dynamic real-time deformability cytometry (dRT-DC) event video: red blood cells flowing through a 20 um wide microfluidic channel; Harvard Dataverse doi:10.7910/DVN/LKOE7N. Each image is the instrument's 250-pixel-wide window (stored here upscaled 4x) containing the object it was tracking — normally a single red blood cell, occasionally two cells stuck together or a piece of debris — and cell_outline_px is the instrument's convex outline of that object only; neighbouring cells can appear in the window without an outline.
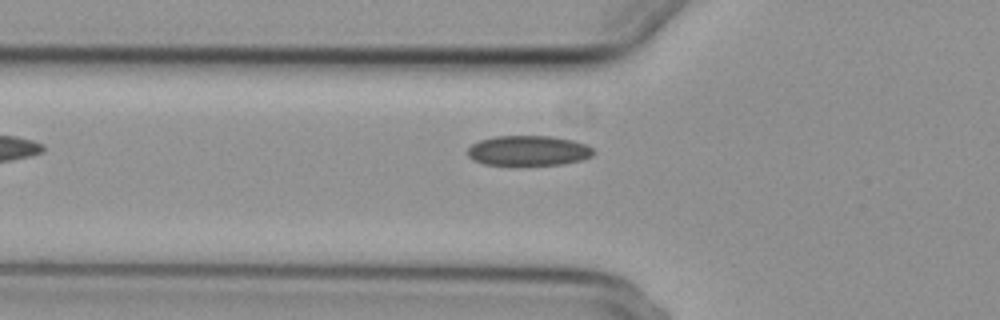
{"species": "common noctule bat (a hibernating species)", "species_latin": "Nyctalus noctula", "temperature_condition": "cold", "stored_images_in_passage": 37, "camera_frame_rate_fps": 3000, "um_per_image_px": 0.085, "animal": {"sex": "female", "body_mass_g": 29.2, "forearm_length_mm": 56.3}, "frame": {"image": 1, "passage_image": 4, "time_ms": 1.0, "image_size_px": [1000, 320], "cell_outline_px": [[596, 152], [592, 156], [584, 160], [564, 164], [520, 168], [516, 168], [484, 164], [472, 160], [468, 156], [468, 148], [472, 144], [480, 140], [496, 136], [552, 136], [576, 140], [588, 144]], "centroid_in_image_um": [44.95, 12.86], "position_along_channel_um": 80.9, "area_um2": 23.41}}
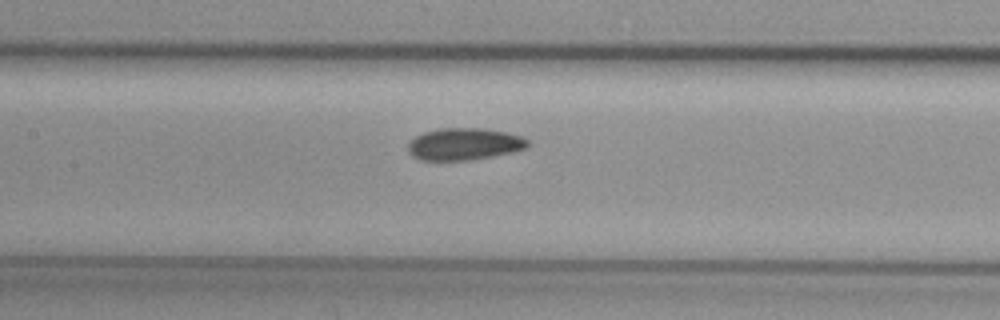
{"frame": {"image": 2, "passage_image": 11, "time_ms": 3.333, "image_size_px": [1000, 320], "cell_outline_px": [[528, 148], [512, 152], [492, 156], [468, 160], [420, 160], [412, 156], [408, 152], [408, 144], [416, 136], [424, 132], [440, 128], [484, 128], [524, 136], [528, 140]], "centroid_in_image_um": [39.47, 12.24], "position_along_channel_um": 167.9, "area_um2": 22.37}}
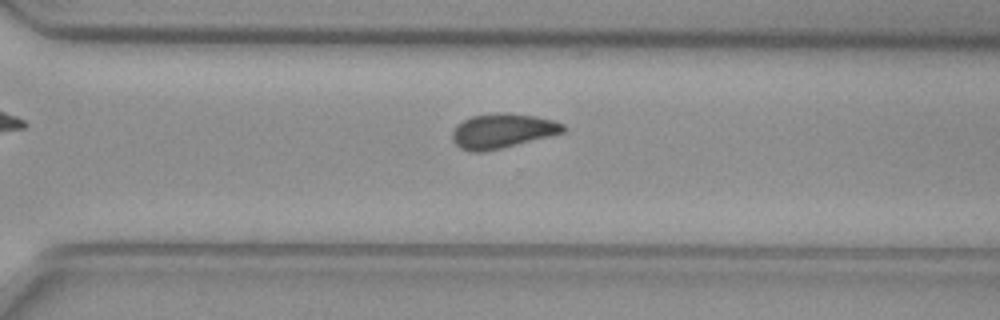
{"frame": {"image": 3, "passage_image": 24, "time_ms": 7.667, "image_size_px": [1000, 320], "cell_outline_px": [[568, 128], [564, 132], [484, 152], [472, 152], [460, 148], [452, 140], [452, 132], [456, 124], [472, 116], [496, 112], [504, 112], [536, 116], [552, 120], [564, 124]], "centroid_in_image_um": [42.68, 11.11], "position_along_channel_um": 327.9, "area_um2": 22.31}, "authors_computed_cell_mechanics": {"area_um2": 22.1374, "velocity_mm_per_s": 3.6982, "shape_relaxation_time_tau1_ms": null, "shape_relaxation_time_tau2_ms": 3.2988, "deformation_change_tau1": null, "deformation_change_tau2": 0.0818}}